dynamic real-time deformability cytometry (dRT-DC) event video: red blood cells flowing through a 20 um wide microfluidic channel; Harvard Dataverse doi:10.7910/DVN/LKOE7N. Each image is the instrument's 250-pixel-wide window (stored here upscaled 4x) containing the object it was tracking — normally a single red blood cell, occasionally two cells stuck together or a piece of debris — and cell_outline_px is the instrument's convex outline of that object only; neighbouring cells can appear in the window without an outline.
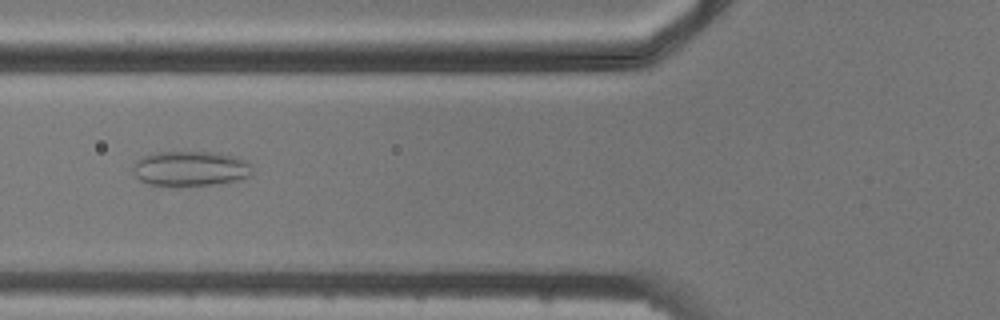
{"species": "common noctule bat (a hibernating species)", "species_latin": "Nyctalus noctula", "temperature_condition": "cold", "stored_images_in_passage": 8, "camera_frame_rate_fps": 3000, "um_per_image_px": 0.085, "animal": {"sex": "male", "body_mass_g": 20.5, "forearm_length_mm": 52.5}, "frame": {"image": 1, "passage_image": 6, "time_ms": 5.667, "image_size_px": [1000, 320], "cell_outline_px": [[252, 176], [236, 180], [212, 184], [172, 188], [148, 184], [140, 180], [132, 172], [132, 168], [136, 160], [152, 152], [220, 152], [244, 160], [252, 164]], "centroid_in_image_um": [16.15, 14.35], "position_along_channel_um": 109.7, "area_um2": 24.97}}